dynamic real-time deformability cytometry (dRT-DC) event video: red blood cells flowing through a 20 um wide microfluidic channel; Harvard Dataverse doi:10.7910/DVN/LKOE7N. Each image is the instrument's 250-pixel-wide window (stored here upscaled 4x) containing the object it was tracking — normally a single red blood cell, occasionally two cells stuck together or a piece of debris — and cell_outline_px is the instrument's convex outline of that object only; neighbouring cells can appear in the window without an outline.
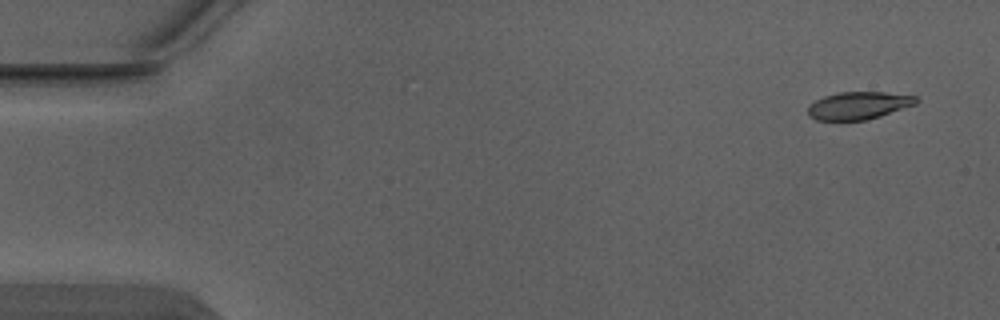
{"species": "Egyptian fruit bat (a non-hibernating species)", "species_latin": "Rousettus aegyptiacus", "temperature_condition": "warm", "stored_images_in_passage": 6, "camera_frame_rate_fps": 3000, "um_per_image_px": 0.085, "animal": {"sex": "male"}, "frame": {"image": 1, "passage_image": 1, "time_ms": 0.0, "image_size_px": [1000, 320], "cell_outline_px": [[920, 100], [916, 104], [880, 116], [864, 120], [816, 120], [808, 116], [808, 104], [824, 96], [840, 92], [884, 92], [916, 96]], "centroid_in_image_um": [72.97, 8.97], "position_along_channel_um": 12.0, "area_um2": 17.4}}
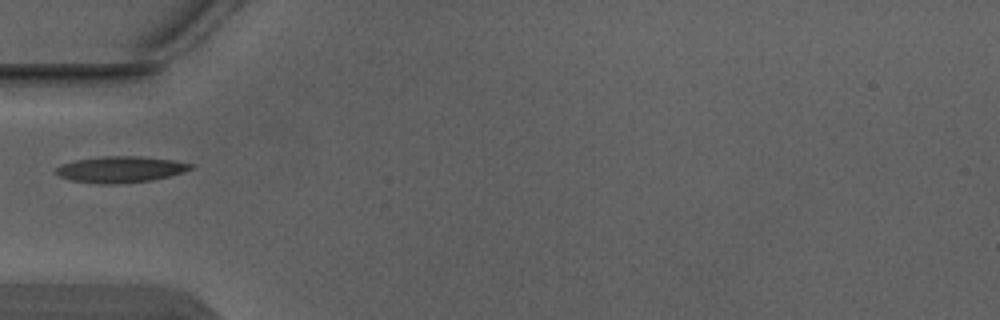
{"frame": {"image": 2, "passage_image": 5, "time_ms": 1.333, "image_size_px": [1000, 320], "cell_outline_px": [[196, 168], [184, 172], [152, 180], [112, 184], [100, 184], [68, 180], [60, 176], [56, 172], [56, 168], [64, 164], [76, 160], [100, 156], [140, 156], [172, 160], [196, 164]], "centroid_in_image_um": [10.3, 14.39], "position_along_channel_um": 74.7, "area_um2": 20.63}}
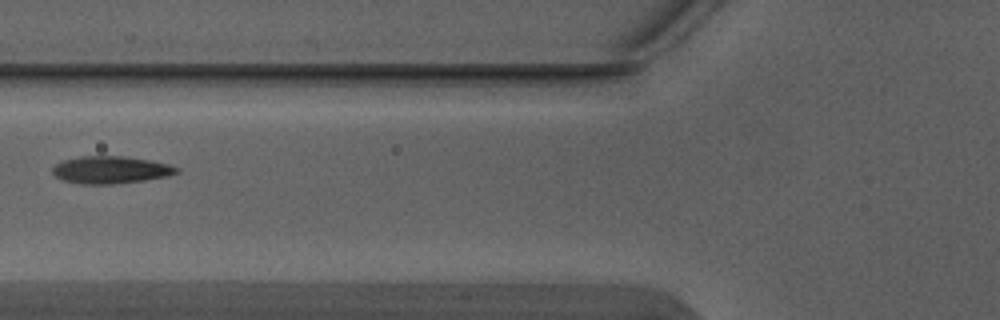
{"frame": {"image": 3, "passage_image": 6, "time_ms": 1.667, "image_size_px": [1000, 320], "cell_outline_px": [[180, 172], [168, 176], [144, 180], [112, 184], [80, 184], [64, 180], [56, 176], [52, 172], [52, 168], [56, 164], [64, 160], [80, 156], [124, 156], [148, 160], [168, 164], [180, 168]], "centroid_in_image_um": [9.42, 14.44], "position_along_channel_um": 116.4, "area_um2": 19.71}}